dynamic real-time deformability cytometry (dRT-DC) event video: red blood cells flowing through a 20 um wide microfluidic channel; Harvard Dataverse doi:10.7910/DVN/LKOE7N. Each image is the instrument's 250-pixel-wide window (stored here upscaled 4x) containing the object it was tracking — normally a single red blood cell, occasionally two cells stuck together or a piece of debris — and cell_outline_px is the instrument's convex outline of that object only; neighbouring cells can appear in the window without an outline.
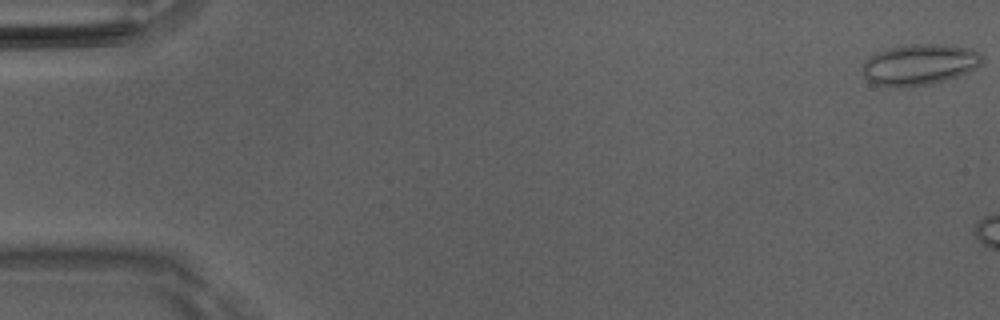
{"species": "Egyptian fruit bat (a non-hibernating species)", "species_latin": "Rousettus aegyptiacus", "temperature_condition": "room temperature", "stored_images_in_passage": 7, "camera_frame_rate_fps": 3000, "um_per_image_px": 0.085, "animal": {"sex": "male"}, "frame": {"image": 1, "passage_image": 1, "time_ms": 0.0, "image_size_px": [1000, 320], "cell_outline_px": [[984, 60], [980, 64], [968, 72], [944, 80], [928, 84], [896, 88], [876, 84], [868, 80], [864, 76], [864, 60], [876, 52], [888, 48], [908, 44], [944, 44], [972, 48], [980, 52], [984, 56]], "centroid_in_image_um": [78.18, 5.47], "position_along_channel_um": 6.8, "area_um2": 28.61}}